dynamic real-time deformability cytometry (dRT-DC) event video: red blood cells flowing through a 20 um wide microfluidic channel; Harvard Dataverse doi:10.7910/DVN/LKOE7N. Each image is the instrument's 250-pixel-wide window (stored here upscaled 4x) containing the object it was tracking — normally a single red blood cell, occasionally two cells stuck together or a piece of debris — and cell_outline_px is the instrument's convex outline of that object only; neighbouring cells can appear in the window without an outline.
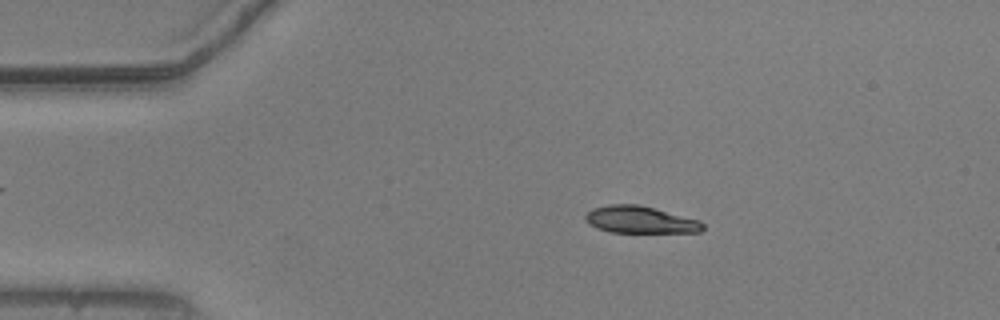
{"species": "common noctule bat (a hibernating species)", "species_latin": "Nyctalus noctula", "temperature_condition": "warm", "stored_images_in_passage": 53, "camera_frame_rate_fps": 3000, "um_per_image_px": 0.085, "animal": {"sex": "male", "body_mass_g": 20.5, "forearm_length_mm": 52.5}, "frame": {"image": 1, "passage_image": 9, "time_ms": 2.667, "image_size_px": [1000, 320], "cell_outline_px": [[704, 228], [700, 232], [608, 232], [596, 228], [588, 224], [584, 220], [584, 216], [592, 208], [608, 204], [636, 204], [700, 220], [704, 224]], "centroid_in_image_um": [54.36, 18.68], "position_along_channel_um": 30.6, "area_um2": 18.5}}
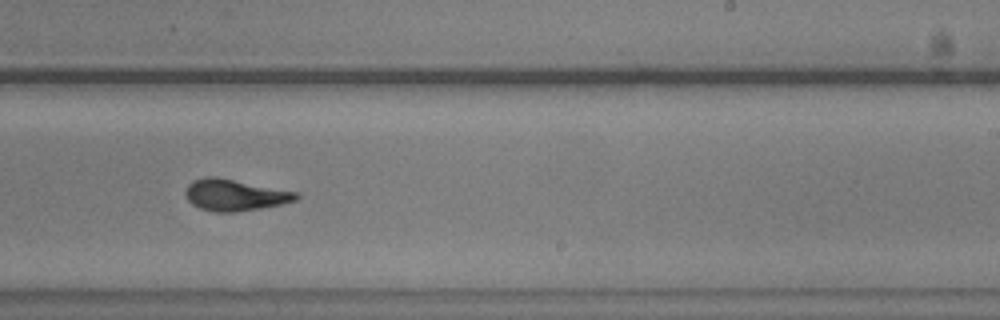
{"frame": {"image": 2, "passage_image": 32, "time_ms": 10.333, "image_size_px": [1000, 320], "cell_outline_px": [[300, 196], [296, 200], [280, 204], [260, 208], [236, 212], [216, 212], [200, 208], [192, 204], [188, 200], [184, 192], [188, 184], [192, 180], [204, 176], [216, 176], [300, 192]], "centroid_in_image_um": [19.95, 16.55], "position_along_channel_um": 269.0, "area_um2": 20.52}}
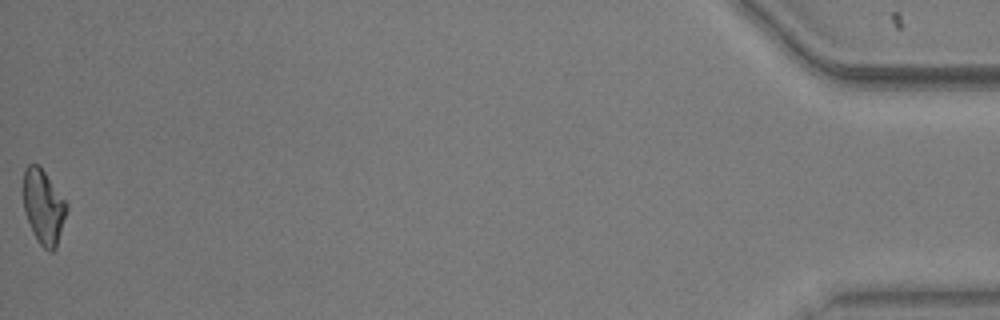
{"frame": {"image": 3, "passage_image": 53, "time_ms": 17.333, "image_size_px": [1000, 320], "cell_outline_px": [[68, 208], [56, 248], [52, 252], [48, 252], [40, 244], [32, 232], [24, 212], [24, 168], [28, 164], [36, 164], [44, 172], [68, 204]], "centroid_in_image_um": [3.7, 17.62], "position_along_channel_um": 431.5, "area_um2": 18.61}, "authors_computed_cell_mechanics": {"area_um2": 19.5942, "velocity_mm_per_s": 3.7481, "shape_relaxation_time_tau1_ms": 7.2345, "shape_relaxation_time_tau2_ms": 1.3629, "deformation_change_tau1": 0.2037, "deformation_change_tau2": 0.0605}}